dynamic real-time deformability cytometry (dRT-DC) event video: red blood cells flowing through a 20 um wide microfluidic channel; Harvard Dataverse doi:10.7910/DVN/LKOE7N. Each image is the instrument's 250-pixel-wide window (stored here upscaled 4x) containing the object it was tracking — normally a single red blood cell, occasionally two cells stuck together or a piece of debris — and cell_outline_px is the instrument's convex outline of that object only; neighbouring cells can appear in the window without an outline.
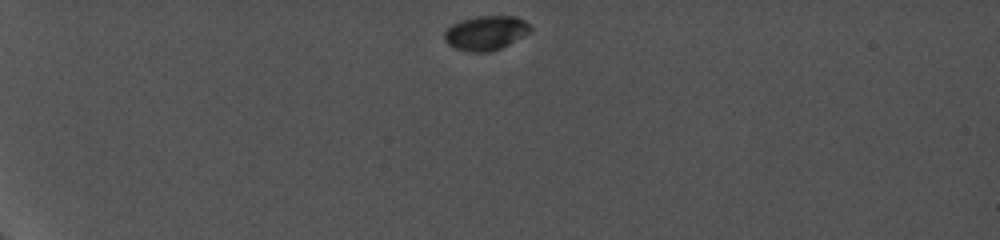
{"species": "common noctule bat (a hibernating species)", "species_latin": "Nyctalus noctula", "temperature_condition": "cold", "stored_images_in_passage": 8, "camera_frame_rate_fps": 5000, "um_per_image_px": 0.085, "animal": {"sex": "female", "body_mass_g": 19.0, "forearm_length_mm": 56.7}, "frame": {"image": 1, "passage_image": 1, "time_ms": 0.0, "image_size_px": [1000, 240], "cell_outline_px": [[532, 32], [500, 48], [488, 52], [468, 52], [452, 48], [444, 40], [444, 32], [452, 24], [460, 20], [476, 16], [516, 16], [524, 20], [532, 28]], "centroid_in_image_um": [41.28, 2.8], "position_along_channel_um": 43.7, "area_um2": 17.4}}
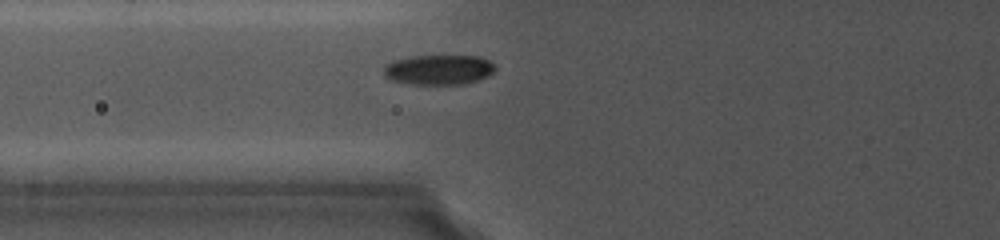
{"frame": {"image": 2, "passage_image": 6, "time_ms": 3.2, "image_size_px": [1000, 240], "cell_outline_px": [[496, 68], [488, 76], [464, 84], [412, 84], [392, 80], [384, 76], [384, 68], [388, 64], [396, 60], [412, 56], [480, 56], [496, 64]], "centroid_in_image_um": [37.33, 5.92], "position_along_channel_um": 88.5, "area_um2": 19.31}}